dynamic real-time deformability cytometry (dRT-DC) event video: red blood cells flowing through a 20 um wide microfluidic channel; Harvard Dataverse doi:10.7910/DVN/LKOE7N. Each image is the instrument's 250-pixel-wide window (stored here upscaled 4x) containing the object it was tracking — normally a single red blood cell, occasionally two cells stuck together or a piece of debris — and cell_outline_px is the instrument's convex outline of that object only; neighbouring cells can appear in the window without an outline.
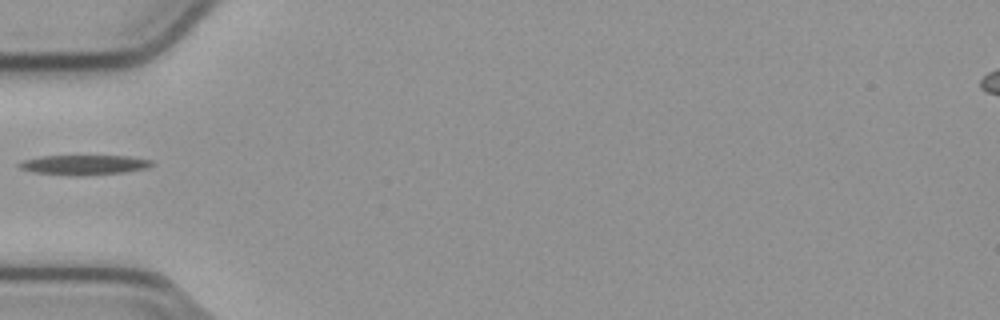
{"species": "common noctule bat (a hibernating species)", "species_latin": "Nyctalus noctula", "temperature_condition": "cold", "stored_images_in_passage": 37, "camera_frame_rate_fps": 3000, "um_per_image_px": 0.085, "animal": {"sex": "male", "body_mass_g": 23.1, "forearm_length_mm": 52.7}, "frame": {"image": 1, "passage_image": 1, "time_ms": 0.0, "image_size_px": [1000, 320], "cell_outline_px": [[156, 164], [148, 168], [124, 172], [36, 172], [20, 168], [16, 164], [24, 160], [40, 156], [128, 156], [152, 160]], "centroid_in_image_um": [7.24, 13.94], "position_along_channel_um": 77.8, "area_um2": 13.99}}
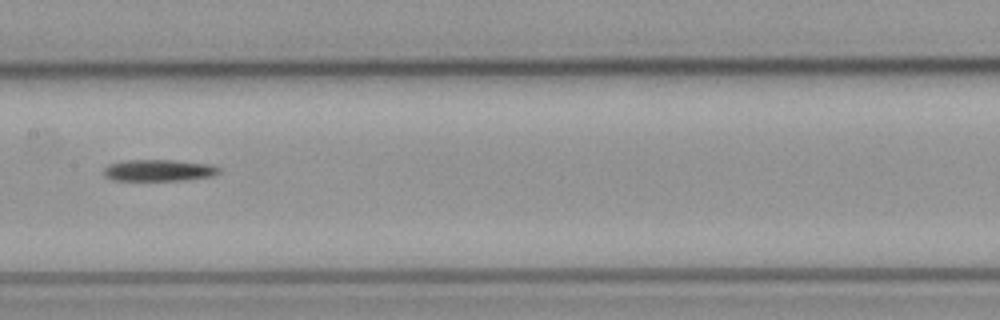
{"frame": {"image": 2, "passage_image": 10, "time_ms": 3.0, "image_size_px": [1000, 320], "cell_outline_px": [[220, 172], [212, 176], [180, 180], [112, 180], [104, 176], [104, 168], [108, 164], [128, 160], [172, 160], [208, 164], [220, 168]], "centroid_in_image_um": [13.46, 14.48], "position_along_channel_um": 193.9, "area_um2": 14.33}}
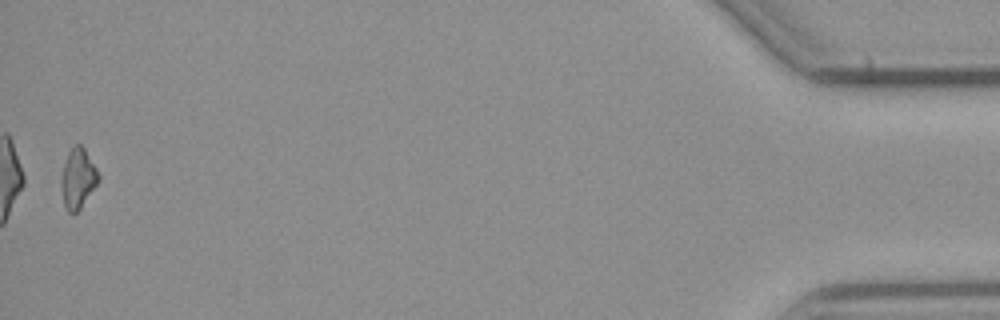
{"frame": {"image": 3, "passage_image": 36, "time_ms": 11.667, "image_size_px": [1000, 320], "cell_outline_px": [[100, 180], [80, 208], [76, 212], [68, 212], [64, 204], [60, 184], [60, 176], [68, 152], [76, 144], [80, 144], [84, 148], [96, 168], [100, 176]], "centroid_in_image_um": [6.61, 15.16], "position_along_channel_um": 428.6, "area_um2": 12.89}}